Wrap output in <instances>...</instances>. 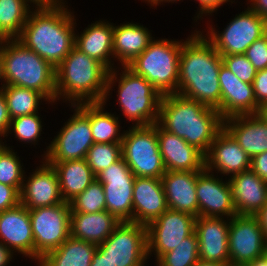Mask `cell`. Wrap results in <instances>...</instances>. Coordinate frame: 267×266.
<instances>
[{
  "label": "cell",
  "mask_w": 267,
  "mask_h": 266,
  "mask_svg": "<svg viewBox=\"0 0 267 266\" xmlns=\"http://www.w3.org/2000/svg\"><path fill=\"white\" fill-rule=\"evenodd\" d=\"M251 167V158L239 146L233 136L223 128L211 144L205 155V168L218 174L229 177L248 171ZM216 173H215V172Z\"/></svg>",
  "instance_id": "18"
},
{
  "label": "cell",
  "mask_w": 267,
  "mask_h": 266,
  "mask_svg": "<svg viewBox=\"0 0 267 266\" xmlns=\"http://www.w3.org/2000/svg\"><path fill=\"white\" fill-rule=\"evenodd\" d=\"M229 224L230 219L226 218L196 217L195 233L200 260L230 264Z\"/></svg>",
  "instance_id": "20"
},
{
  "label": "cell",
  "mask_w": 267,
  "mask_h": 266,
  "mask_svg": "<svg viewBox=\"0 0 267 266\" xmlns=\"http://www.w3.org/2000/svg\"><path fill=\"white\" fill-rule=\"evenodd\" d=\"M122 158L121 143H94L87 151L85 160L97 176Z\"/></svg>",
  "instance_id": "38"
},
{
  "label": "cell",
  "mask_w": 267,
  "mask_h": 266,
  "mask_svg": "<svg viewBox=\"0 0 267 266\" xmlns=\"http://www.w3.org/2000/svg\"><path fill=\"white\" fill-rule=\"evenodd\" d=\"M81 34L75 32V47L96 59L109 71L113 70V22L98 20L89 24Z\"/></svg>",
  "instance_id": "27"
},
{
  "label": "cell",
  "mask_w": 267,
  "mask_h": 266,
  "mask_svg": "<svg viewBox=\"0 0 267 266\" xmlns=\"http://www.w3.org/2000/svg\"><path fill=\"white\" fill-rule=\"evenodd\" d=\"M250 169L263 181L267 182V151L251 159Z\"/></svg>",
  "instance_id": "45"
},
{
  "label": "cell",
  "mask_w": 267,
  "mask_h": 266,
  "mask_svg": "<svg viewBox=\"0 0 267 266\" xmlns=\"http://www.w3.org/2000/svg\"><path fill=\"white\" fill-rule=\"evenodd\" d=\"M168 209L162 181L153 177H135L133 222L147 226Z\"/></svg>",
  "instance_id": "23"
},
{
  "label": "cell",
  "mask_w": 267,
  "mask_h": 266,
  "mask_svg": "<svg viewBox=\"0 0 267 266\" xmlns=\"http://www.w3.org/2000/svg\"><path fill=\"white\" fill-rule=\"evenodd\" d=\"M256 104L262 109L267 105V68L259 70L253 81Z\"/></svg>",
  "instance_id": "42"
},
{
  "label": "cell",
  "mask_w": 267,
  "mask_h": 266,
  "mask_svg": "<svg viewBox=\"0 0 267 266\" xmlns=\"http://www.w3.org/2000/svg\"><path fill=\"white\" fill-rule=\"evenodd\" d=\"M46 163L57 172L64 202L69 203L96 180V175L85 159Z\"/></svg>",
  "instance_id": "30"
},
{
  "label": "cell",
  "mask_w": 267,
  "mask_h": 266,
  "mask_svg": "<svg viewBox=\"0 0 267 266\" xmlns=\"http://www.w3.org/2000/svg\"><path fill=\"white\" fill-rule=\"evenodd\" d=\"M148 28L141 23H113V55L119 66H127L138 57L153 41Z\"/></svg>",
  "instance_id": "28"
},
{
  "label": "cell",
  "mask_w": 267,
  "mask_h": 266,
  "mask_svg": "<svg viewBox=\"0 0 267 266\" xmlns=\"http://www.w3.org/2000/svg\"><path fill=\"white\" fill-rule=\"evenodd\" d=\"M39 115V113H34L11 119L10 127L5 137L7 138L9 133H14L13 135L17 141L19 140V143L24 142L23 144L38 145L41 139V132L43 131L42 127L44 126L41 115Z\"/></svg>",
  "instance_id": "37"
},
{
  "label": "cell",
  "mask_w": 267,
  "mask_h": 266,
  "mask_svg": "<svg viewBox=\"0 0 267 266\" xmlns=\"http://www.w3.org/2000/svg\"><path fill=\"white\" fill-rule=\"evenodd\" d=\"M237 215H256L267 203V182L251 169L228 178Z\"/></svg>",
  "instance_id": "26"
},
{
  "label": "cell",
  "mask_w": 267,
  "mask_h": 266,
  "mask_svg": "<svg viewBox=\"0 0 267 266\" xmlns=\"http://www.w3.org/2000/svg\"><path fill=\"white\" fill-rule=\"evenodd\" d=\"M27 0H0V36L17 39L33 8Z\"/></svg>",
  "instance_id": "34"
},
{
  "label": "cell",
  "mask_w": 267,
  "mask_h": 266,
  "mask_svg": "<svg viewBox=\"0 0 267 266\" xmlns=\"http://www.w3.org/2000/svg\"><path fill=\"white\" fill-rule=\"evenodd\" d=\"M6 140L3 142V139L0 137V151L7 145Z\"/></svg>",
  "instance_id": "57"
},
{
  "label": "cell",
  "mask_w": 267,
  "mask_h": 266,
  "mask_svg": "<svg viewBox=\"0 0 267 266\" xmlns=\"http://www.w3.org/2000/svg\"><path fill=\"white\" fill-rule=\"evenodd\" d=\"M20 156L12 149V146H5L0 151V183L22 189L25 176L24 165Z\"/></svg>",
  "instance_id": "36"
},
{
  "label": "cell",
  "mask_w": 267,
  "mask_h": 266,
  "mask_svg": "<svg viewBox=\"0 0 267 266\" xmlns=\"http://www.w3.org/2000/svg\"><path fill=\"white\" fill-rule=\"evenodd\" d=\"M261 225L263 233L267 241V203L264 207L255 215Z\"/></svg>",
  "instance_id": "50"
},
{
  "label": "cell",
  "mask_w": 267,
  "mask_h": 266,
  "mask_svg": "<svg viewBox=\"0 0 267 266\" xmlns=\"http://www.w3.org/2000/svg\"><path fill=\"white\" fill-rule=\"evenodd\" d=\"M178 1H183V0H147L146 2H147V5H149L150 4V7L152 8V6L154 7H156L157 8V6L158 5H163L164 3H177ZM162 3V4H161Z\"/></svg>",
  "instance_id": "52"
},
{
  "label": "cell",
  "mask_w": 267,
  "mask_h": 266,
  "mask_svg": "<svg viewBox=\"0 0 267 266\" xmlns=\"http://www.w3.org/2000/svg\"><path fill=\"white\" fill-rule=\"evenodd\" d=\"M227 266H249V265H245V264H228Z\"/></svg>",
  "instance_id": "58"
},
{
  "label": "cell",
  "mask_w": 267,
  "mask_h": 266,
  "mask_svg": "<svg viewBox=\"0 0 267 266\" xmlns=\"http://www.w3.org/2000/svg\"><path fill=\"white\" fill-rule=\"evenodd\" d=\"M2 42H3V38L0 36V46Z\"/></svg>",
  "instance_id": "59"
},
{
  "label": "cell",
  "mask_w": 267,
  "mask_h": 266,
  "mask_svg": "<svg viewBox=\"0 0 267 266\" xmlns=\"http://www.w3.org/2000/svg\"><path fill=\"white\" fill-rule=\"evenodd\" d=\"M182 40L177 94L198 101L220 113L219 72L221 54L197 28Z\"/></svg>",
  "instance_id": "1"
},
{
  "label": "cell",
  "mask_w": 267,
  "mask_h": 266,
  "mask_svg": "<svg viewBox=\"0 0 267 266\" xmlns=\"http://www.w3.org/2000/svg\"><path fill=\"white\" fill-rule=\"evenodd\" d=\"M5 97L10 119L38 113L42 102L49 100L37 90L15 85H3L0 90Z\"/></svg>",
  "instance_id": "33"
},
{
  "label": "cell",
  "mask_w": 267,
  "mask_h": 266,
  "mask_svg": "<svg viewBox=\"0 0 267 266\" xmlns=\"http://www.w3.org/2000/svg\"><path fill=\"white\" fill-rule=\"evenodd\" d=\"M104 107L103 102L89 103V122L94 143H121L124 130L120 128V116L105 111Z\"/></svg>",
  "instance_id": "32"
},
{
  "label": "cell",
  "mask_w": 267,
  "mask_h": 266,
  "mask_svg": "<svg viewBox=\"0 0 267 266\" xmlns=\"http://www.w3.org/2000/svg\"><path fill=\"white\" fill-rule=\"evenodd\" d=\"M33 8L58 7L65 4L66 0H27ZM35 4V5H34Z\"/></svg>",
  "instance_id": "49"
},
{
  "label": "cell",
  "mask_w": 267,
  "mask_h": 266,
  "mask_svg": "<svg viewBox=\"0 0 267 266\" xmlns=\"http://www.w3.org/2000/svg\"><path fill=\"white\" fill-rule=\"evenodd\" d=\"M56 69V102H102L109 70L75 46ZM62 98V99H61Z\"/></svg>",
  "instance_id": "4"
},
{
  "label": "cell",
  "mask_w": 267,
  "mask_h": 266,
  "mask_svg": "<svg viewBox=\"0 0 267 266\" xmlns=\"http://www.w3.org/2000/svg\"><path fill=\"white\" fill-rule=\"evenodd\" d=\"M228 264H222L220 262H209L199 260L194 266H227Z\"/></svg>",
  "instance_id": "54"
},
{
  "label": "cell",
  "mask_w": 267,
  "mask_h": 266,
  "mask_svg": "<svg viewBox=\"0 0 267 266\" xmlns=\"http://www.w3.org/2000/svg\"><path fill=\"white\" fill-rule=\"evenodd\" d=\"M96 244L72 238L58 248L46 253L38 266H90L96 252Z\"/></svg>",
  "instance_id": "31"
},
{
  "label": "cell",
  "mask_w": 267,
  "mask_h": 266,
  "mask_svg": "<svg viewBox=\"0 0 267 266\" xmlns=\"http://www.w3.org/2000/svg\"><path fill=\"white\" fill-rule=\"evenodd\" d=\"M216 175V176H215ZM204 168L198 171L196 192L198 216L230 219L237 215L229 180Z\"/></svg>",
  "instance_id": "16"
},
{
  "label": "cell",
  "mask_w": 267,
  "mask_h": 266,
  "mask_svg": "<svg viewBox=\"0 0 267 266\" xmlns=\"http://www.w3.org/2000/svg\"><path fill=\"white\" fill-rule=\"evenodd\" d=\"M159 151L166 171H202L205 155L184 139L163 130L157 124Z\"/></svg>",
  "instance_id": "22"
},
{
  "label": "cell",
  "mask_w": 267,
  "mask_h": 266,
  "mask_svg": "<svg viewBox=\"0 0 267 266\" xmlns=\"http://www.w3.org/2000/svg\"><path fill=\"white\" fill-rule=\"evenodd\" d=\"M70 108L73 115H70L41 155L45 162L85 159L87 151L94 144L89 122V103L71 105Z\"/></svg>",
  "instance_id": "8"
},
{
  "label": "cell",
  "mask_w": 267,
  "mask_h": 266,
  "mask_svg": "<svg viewBox=\"0 0 267 266\" xmlns=\"http://www.w3.org/2000/svg\"><path fill=\"white\" fill-rule=\"evenodd\" d=\"M14 254L8 247L0 242V266L10 265V261L13 262Z\"/></svg>",
  "instance_id": "48"
},
{
  "label": "cell",
  "mask_w": 267,
  "mask_h": 266,
  "mask_svg": "<svg viewBox=\"0 0 267 266\" xmlns=\"http://www.w3.org/2000/svg\"><path fill=\"white\" fill-rule=\"evenodd\" d=\"M40 163L28 177L25 174L20 191V203L28 210L64 202L56 170L43 159Z\"/></svg>",
  "instance_id": "17"
},
{
  "label": "cell",
  "mask_w": 267,
  "mask_h": 266,
  "mask_svg": "<svg viewBox=\"0 0 267 266\" xmlns=\"http://www.w3.org/2000/svg\"><path fill=\"white\" fill-rule=\"evenodd\" d=\"M197 177L195 171L165 172L161 181L168 209L198 217Z\"/></svg>",
  "instance_id": "25"
},
{
  "label": "cell",
  "mask_w": 267,
  "mask_h": 266,
  "mask_svg": "<svg viewBox=\"0 0 267 266\" xmlns=\"http://www.w3.org/2000/svg\"><path fill=\"white\" fill-rule=\"evenodd\" d=\"M121 222L107 210L70 213V236L96 245L103 243Z\"/></svg>",
  "instance_id": "29"
},
{
  "label": "cell",
  "mask_w": 267,
  "mask_h": 266,
  "mask_svg": "<svg viewBox=\"0 0 267 266\" xmlns=\"http://www.w3.org/2000/svg\"><path fill=\"white\" fill-rule=\"evenodd\" d=\"M209 25L207 23L209 29H205L204 35L221 55L245 54L254 41L267 33V20L249 6L236 14L222 32Z\"/></svg>",
  "instance_id": "11"
},
{
  "label": "cell",
  "mask_w": 267,
  "mask_h": 266,
  "mask_svg": "<svg viewBox=\"0 0 267 266\" xmlns=\"http://www.w3.org/2000/svg\"><path fill=\"white\" fill-rule=\"evenodd\" d=\"M71 212L96 213L106 210V199L102 183L97 179L69 202Z\"/></svg>",
  "instance_id": "39"
},
{
  "label": "cell",
  "mask_w": 267,
  "mask_h": 266,
  "mask_svg": "<svg viewBox=\"0 0 267 266\" xmlns=\"http://www.w3.org/2000/svg\"><path fill=\"white\" fill-rule=\"evenodd\" d=\"M249 266H267V256H261L248 264Z\"/></svg>",
  "instance_id": "53"
},
{
  "label": "cell",
  "mask_w": 267,
  "mask_h": 266,
  "mask_svg": "<svg viewBox=\"0 0 267 266\" xmlns=\"http://www.w3.org/2000/svg\"><path fill=\"white\" fill-rule=\"evenodd\" d=\"M196 217L186 212L167 209L146 226L148 259L155 262L165 253L175 249L195 231Z\"/></svg>",
  "instance_id": "13"
},
{
  "label": "cell",
  "mask_w": 267,
  "mask_h": 266,
  "mask_svg": "<svg viewBox=\"0 0 267 266\" xmlns=\"http://www.w3.org/2000/svg\"><path fill=\"white\" fill-rule=\"evenodd\" d=\"M117 68L108 73L106 93L102 102L106 105L114 86H118L117 104L119 103V109L126 120L133 122L132 126L157 123L162 95L143 76L135 74L127 66Z\"/></svg>",
  "instance_id": "5"
},
{
  "label": "cell",
  "mask_w": 267,
  "mask_h": 266,
  "mask_svg": "<svg viewBox=\"0 0 267 266\" xmlns=\"http://www.w3.org/2000/svg\"><path fill=\"white\" fill-rule=\"evenodd\" d=\"M228 243L232 264L248 265L267 252V241L255 215L230 218Z\"/></svg>",
  "instance_id": "15"
},
{
  "label": "cell",
  "mask_w": 267,
  "mask_h": 266,
  "mask_svg": "<svg viewBox=\"0 0 267 266\" xmlns=\"http://www.w3.org/2000/svg\"><path fill=\"white\" fill-rule=\"evenodd\" d=\"M245 56L256 71L267 68V33L247 48Z\"/></svg>",
  "instance_id": "41"
},
{
  "label": "cell",
  "mask_w": 267,
  "mask_h": 266,
  "mask_svg": "<svg viewBox=\"0 0 267 266\" xmlns=\"http://www.w3.org/2000/svg\"><path fill=\"white\" fill-rule=\"evenodd\" d=\"M219 82L221 88L220 114L223 119L261 112V108L256 104L253 84L242 82L223 64L220 67Z\"/></svg>",
  "instance_id": "21"
},
{
  "label": "cell",
  "mask_w": 267,
  "mask_h": 266,
  "mask_svg": "<svg viewBox=\"0 0 267 266\" xmlns=\"http://www.w3.org/2000/svg\"><path fill=\"white\" fill-rule=\"evenodd\" d=\"M90 266H113V264L96 250Z\"/></svg>",
  "instance_id": "51"
},
{
  "label": "cell",
  "mask_w": 267,
  "mask_h": 266,
  "mask_svg": "<svg viewBox=\"0 0 267 266\" xmlns=\"http://www.w3.org/2000/svg\"><path fill=\"white\" fill-rule=\"evenodd\" d=\"M10 117L4 94L0 91V137L5 138L10 127Z\"/></svg>",
  "instance_id": "46"
},
{
  "label": "cell",
  "mask_w": 267,
  "mask_h": 266,
  "mask_svg": "<svg viewBox=\"0 0 267 266\" xmlns=\"http://www.w3.org/2000/svg\"><path fill=\"white\" fill-rule=\"evenodd\" d=\"M223 65L228 68L242 82L253 84L256 69L245 54L221 55Z\"/></svg>",
  "instance_id": "40"
},
{
  "label": "cell",
  "mask_w": 267,
  "mask_h": 266,
  "mask_svg": "<svg viewBox=\"0 0 267 266\" xmlns=\"http://www.w3.org/2000/svg\"><path fill=\"white\" fill-rule=\"evenodd\" d=\"M157 124L206 155L224 119L216 109L174 93L162 96Z\"/></svg>",
  "instance_id": "3"
},
{
  "label": "cell",
  "mask_w": 267,
  "mask_h": 266,
  "mask_svg": "<svg viewBox=\"0 0 267 266\" xmlns=\"http://www.w3.org/2000/svg\"><path fill=\"white\" fill-rule=\"evenodd\" d=\"M20 203V191L0 183V212L15 207Z\"/></svg>",
  "instance_id": "43"
},
{
  "label": "cell",
  "mask_w": 267,
  "mask_h": 266,
  "mask_svg": "<svg viewBox=\"0 0 267 266\" xmlns=\"http://www.w3.org/2000/svg\"><path fill=\"white\" fill-rule=\"evenodd\" d=\"M4 85L30 88L56 103V69L17 39L1 43Z\"/></svg>",
  "instance_id": "6"
},
{
  "label": "cell",
  "mask_w": 267,
  "mask_h": 266,
  "mask_svg": "<svg viewBox=\"0 0 267 266\" xmlns=\"http://www.w3.org/2000/svg\"><path fill=\"white\" fill-rule=\"evenodd\" d=\"M262 116L267 120V105H265L262 109L261 112Z\"/></svg>",
  "instance_id": "56"
},
{
  "label": "cell",
  "mask_w": 267,
  "mask_h": 266,
  "mask_svg": "<svg viewBox=\"0 0 267 266\" xmlns=\"http://www.w3.org/2000/svg\"><path fill=\"white\" fill-rule=\"evenodd\" d=\"M0 242L14 254L34 260V238L29 210L21 203L0 212Z\"/></svg>",
  "instance_id": "19"
},
{
  "label": "cell",
  "mask_w": 267,
  "mask_h": 266,
  "mask_svg": "<svg viewBox=\"0 0 267 266\" xmlns=\"http://www.w3.org/2000/svg\"><path fill=\"white\" fill-rule=\"evenodd\" d=\"M0 82H1V87H0V90H1L4 85L1 53H0Z\"/></svg>",
  "instance_id": "55"
},
{
  "label": "cell",
  "mask_w": 267,
  "mask_h": 266,
  "mask_svg": "<svg viewBox=\"0 0 267 266\" xmlns=\"http://www.w3.org/2000/svg\"><path fill=\"white\" fill-rule=\"evenodd\" d=\"M198 238L195 231L175 249L163 254L156 266H194L199 261Z\"/></svg>",
  "instance_id": "35"
},
{
  "label": "cell",
  "mask_w": 267,
  "mask_h": 266,
  "mask_svg": "<svg viewBox=\"0 0 267 266\" xmlns=\"http://www.w3.org/2000/svg\"><path fill=\"white\" fill-rule=\"evenodd\" d=\"M224 128L251 159L267 151V120L261 113L226 118Z\"/></svg>",
  "instance_id": "24"
},
{
  "label": "cell",
  "mask_w": 267,
  "mask_h": 266,
  "mask_svg": "<svg viewBox=\"0 0 267 266\" xmlns=\"http://www.w3.org/2000/svg\"><path fill=\"white\" fill-rule=\"evenodd\" d=\"M249 8L267 20V0H248Z\"/></svg>",
  "instance_id": "47"
},
{
  "label": "cell",
  "mask_w": 267,
  "mask_h": 266,
  "mask_svg": "<svg viewBox=\"0 0 267 266\" xmlns=\"http://www.w3.org/2000/svg\"><path fill=\"white\" fill-rule=\"evenodd\" d=\"M96 250L113 266H142L148 259L146 226L121 222Z\"/></svg>",
  "instance_id": "12"
},
{
  "label": "cell",
  "mask_w": 267,
  "mask_h": 266,
  "mask_svg": "<svg viewBox=\"0 0 267 266\" xmlns=\"http://www.w3.org/2000/svg\"><path fill=\"white\" fill-rule=\"evenodd\" d=\"M176 40L154 38L149 46L127 65L135 74L143 76L162 96L177 93L182 40Z\"/></svg>",
  "instance_id": "7"
},
{
  "label": "cell",
  "mask_w": 267,
  "mask_h": 266,
  "mask_svg": "<svg viewBox=\"0 0 267 266\" xmlns=\"http://www.w3.org/2000/svg\"><path fill=\"white\" fill-rule=\"evenodd\" d=\"M199 2V8L197 10V15L194 16V22L197 23V20H202L204 19V17L206 16H211L213 15L214 12L217 13L219 7L223 4H233V2L235 3V0H195V2ZM204 16V17H202ZM196 20V21H195Z\"/></svg>",
  "instance_id": "44"
},
{
  "label": "cell",
  "mask_w": 267,
  "mask_h": 266,
  "mask_svg": "<svg viewBox=\"0 0 267 266\" xmlns=\"http://www.w3.org/2000/svg\"><path fill=\"white\" fill-rule=\"evenodd\" d=\"M128 128L121 141L122 158L135 177L161 179L166 169L159 151L157 123Z\"/></svg>",
  "instance_id": "9"
},
{
  "label": "cell",
  "mask_w": 267,
  "mask_h": 266,
  "mask_svg": "<svg viewBox=\"0 0 267 266\" xmlns=\"http://www.w3.org/2000/svg\"><path fill=\"white\" fill-rule=\"evenodd\" d=\"M63 4L33 8L17 38L26 48L56 68L75 46V15Z\"/></svg>",
  "instance_id": "2"
},
{
  "label": "cell",
  "mask_w": 267,
  "mask_h": 266,
  "mask_svg": "<svg viewBox=\"0 0 267 266\" xmlns=\"http://www.w3.org/2000/svg\"><path fill=\"white\" fill-rule=\"evenodd\" d=\"M96 179L102 183L106 210L120 222H133V187L135 175L121 158L102 170Z\"/></svg>",
  "instance_id": "14"
},
{
  "label": "cell",
  "mask_w": 267,
  "mask_h": 266,
  "mask_svg": "<svg viewBox=\"0 0 267 266\" xmlns=\"http://www.w3.org/2000/svg\"><path fill=\"white\" fill-rule=\"evenodd\" d=\"M70 213L68 202L29 210L35 263L70 237Z\"/></svg>",
  "instance_id": "10"
}]
</instances>
